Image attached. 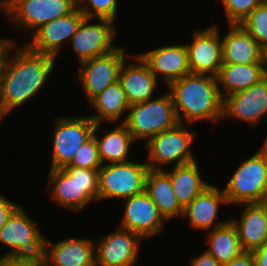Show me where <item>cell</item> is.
<instances>
[{
  "label": "cell",
  "instance_id": "6da1fadb",
  "mask_svg": "<svg viewBox=\"0 0 267 266\" xmlns=\"http://www.w3.org/2000/svg\"><path fill=\"white\" fill-rule=\"evenodd\" d=\"M57 60L55 56L32 51L25 43L13 44L0 76V115L4 119L42 93L57 68Z\"/></svg>",
  "mask_w": 267,
  "mask_h": 266
},
{
  "label": "cell",
  "instance_id": "7a4b0ae2",
  "mask_svg": "<svg viewBox=\"0 0 267 266\" xmlns=\"http://www.w3.org/2000/svg\"><path fill=\"white\" fill-rule=\"evenodd\" d=\"M166 88L179 123L194 125L206 121L213 126L222 123L223 98L215 76L190 73Z\"/></svg>",
  "mask_w": 267,
  "mask_h": 266
},
{
  "label": "cell",
  "instance_id": "3957f363",
  "mask_svg": "<svg viewBox=\"0 0 267 266\" xmlns=\"http://www.w3.org/2000/svg\"><path fill=\"white\" fill-rule=\"evenodd\" d=\"M47 178L43 192L57 208L80 213L99 202V169L65 166L49 169Z\"/></svg>",
  "mask_w": 267,
  "mask_h": 266
},
{
  "label": "cell",
  "instance_id": "277c9868",
  "mask_svg": "<svg viewBox=\"0 0 267 266\" xmlns=\"http://www.w3.org/2000/svg\"><path fill=\"white\" fill-rule=\"evenodd\" d=\"M222 185L229 206L267 202V150L263 145L235 167Z\"/></svg>",
  "mask_w": 267,
  "mask_h": 266
},
{
  "label": "cell",
  "instance_id": "5b68a950",
  "mask_svg": "<svg viewBox=\"0 0 267 266\" xmlns=\"http://www.w3.org/2000/svg\"><path fill=\"white\" fill-rule=\"evenodd\" d=\"M193 125L178 123L175 127L163 131L152 137L146 144V163L152 170H165L166 168L193 162V143L198 135Z\"/></svg>",
  "mask_w": 267,
  "mask_h": 266
},
{
  "label": "cell",
  "instance_id": "8992f818",
  "mask_svg": "<svg viewBox=\"0 0 267 266\" xmlns=\"http://www.w3.org/2000/svg\"><path fill=\"white\" fill-rule=\"evenodd\" d=\"M164 92L163 95L158 93L157 97L129 106L123 124L137 144L144 141L141 143L144 145L152 137L179 123L172 96L169 91Z\"/></svg>",
  "mask_w": 267,
  "mask_h": 266
},
{
  "label": "cell",
  "instance_id": "52a82bcc",
  "mask_svg": "<svg viewBox=\"0 0 267 266\" xmlns=\"http://www.w3.org/2000/svg\"><path fill=\"white\" fill-rule=\"evenodd\" d=\"M150 170L146 160L104 164L99 169V203L122 200L145 191ZM104 200V201H103Z\"/></svg>",
  "mask_w": 267,
  "mask_h": 266
},
{
  "label": "cell",
  "instance_id": "ba28073f",
  "mask_svg": "<svg viewBox=\"0 0 267 266\" xmlns=\"http://www.w3.org/2000/svg\"><path fill=\"white\" fill-rule=\"evenodd\" d=\"M77 7V0H13L0 15L15 31L30 37L42 25L68 15Z\"/></svg>",
  "mask_w": 267,
  "mask_h": 266
},
{
  "label": "cell",
  "instance_id": "9c48e42d",
  "mask_svg": "<svg viewBox=\"0 0 267 266\" xmlns=\"http://www.w3.org/2000/svg\"><path fill=\"white\" fill-rule=\"evenodd\" d=\"M73 116V117H72ZM58 116L53 126L49 169L67 166L79 148L93 136L96 123L87 115Z\"/></svg>",
  "mask_w": 267,
  "mask_h": 266
},
{
  "label": "cell",
  "instance_id": "30bf717a",
  "mask_svg": "<svg viewBox=\"0 0 267 266\" xmlns=\"http://www.w3.org/2000/svg\"><path fill=\"white\" fill-rule=\"evenodd\" d=\"M29 214L20 205L0 229V245L8 248L0 258L44 255L46 236Z\"/></svg>",
  "mask_w": 267,
  "mask_h": 266
},
{
  "label": "cell",
  "instance_id": "8fae6325",
  "mask_svg": "<svg viewBox=\"0 0 267 266\" xmlns=\"http://www.w3.org/2000/svg\"><path fill=\"white\" fill-rule=\"evenodd\" d=\"M131 54L126 45H119L108 54L85 60L77 65L79 68L74 73V80H77L85 94L83 96L86 97V105L109 85L119 80L121 66Z\"/></svg>",
  "mask_w": 267,
  "mask_h": 266
},
{
  "label": "cell",
  "instance_id": "7c38bea8",
  "mask_svg": "<svg viewBox=\"0 0 267 266\" xmlns=\"http://www.w3.org/2000/svg\"><path fill=\"white\" fill-rule=\"evenodd\" d=\"M116 24L104 18L85 17L81 21L77 32L69 42L77 64L108 54L119 47L114 43L119 33Z\"/></svg>",
  "mask_w": 267,
  "mask_h": 266
},
{
  "label": "cell",
  "instance_id": "4fadbf2b",
  "mask_svg": "<svg viewBox=\"0 0 267 266\" xmlns=\"http://www.w3.org/2000/svg\"><path fill=\"white\" fill-rule=\"evenodd\" d=\"M144 239L137 233L117 226L94 240L96 266H136Z\"/></svg>",
  "mask_w": 267,
  "mask_h": 266
},
{
  "label": "cell",
  "instance_id": "5bb4252c",
  "mask_svg": "<svg viewBox=\"0 0 267 266\" xmlns=\"http://www.w3.org/2000/svg\"><path fill=\"white\" fill-rule=\"evenodd\" d=\"M220 26V27H219ZM221 24L194 29L188 49L190 72L217 76L222 65Z\"/></svg>",
  "mask_w": 267,
  "mask_h": 266
},
{
  "label": "cell",
  "instance_id": "9a60e30c",
  "mask_svg": "<svg viewBox=\"0 0 267 266\" xmlns=\"http://www.w3.org/2000/svg\"><path fill=\"white\" fill-rule=\"evenodd\" d=\"M267 113V77L265 76L253 86L231 93L223 98L222 123L226 120L246 123L256 127L265 119Z\"/></svg>",
  "mask_w": 267,
  "mask_h": 266
},
{
  "label": "cell",
  "instance_id": "2e32d148",
  "mask_svg": "<svg viewBox=\"0 0 267 266\" xmlns=\"http://www.w3.org/2000/svg\"><path fill=\"white\" fill-rule=\"evenodd\" d=\"M85 17L80 9L76 7L68 15L42 25L28 38V42L25 38L22 43H25L34 52L49 54L58 58L62 52H65V46L77 32L81 21Z\"/></svg>",
  "mask_w": 267,
  "mask_h": 266
},
{
  "label": "cell",
  "instance_id": "e0dca14e",
  "mask_svg": "<svg viewBox=\"0 0 267 266\" xmlns=\"http://www.w3.org/2000/svg\"><path fill=\"white\" fill-rule=\"evenodd\" d=\"M122 201L123 216L116 226L139 234L145 241L162 234L167 221L146 191Z\"/></svg>",
  "mask_w": 267,
  "mask_h": 266
},
{
  "label": "cell",
  "instance_id": "ac0fdd59",
  "mask_svg": "<svg viewBox=\"0 0 267 266\" xmlns=\"http://www.w3.org/2000/svg\"><path fill=\"white\" fill-rule=\"evenodd\" d=\"M222 205L229 206L224 191L212 183L183 209L182 220H188L190 228L194 230L211 231L230 220V215L225 216V220L218 219Z\"/></svg>",
  "mask_w": 267,
  "mask_h": 266
},
{
  "label": "cell",
  "instance_id": "d6986e66",
  "mask_svg": "<svg viewBox=\"0 0 267 266\" xmlns=\"http://www.w3.org/2000/svg\"><path fill=\"white\" fill-rule=\"evenodd\" d=\"M175 43V44H174ZM137 53L149 66L151 72L166 87L173 81L190 74L188 49L185 42H176Z\"/></svg>",
  "mask_w": 267,
  "mask_h": 266
},
{
  "label": "cell",
  "instance_id": "ffe728a7",
  "mask_svg": "<svg viewBox=\"0 0 267 266\" xmlns=\"http://www.w3.org/2000/svg\"><path fill=\"white\" fill-rule=\"evenodd\" d=\"M118 81L121 83L129 105L156 97L158 85L162 84L137 53H132L124 61L119 72Z\"/></svg>",
  "mask_w": 267,
  "mask_h": 266
},
{
  "label": "cell",
  "instance_id": "44dd1931",
  "mask_svg": "<svg viewBox=\"0 0 267 266\" xmlns=\"http://www.w3.org/2000/svg\"><path fill=\"white\" fill-rule=\"evenodd\" d=\"M44 256L49 266H95L94 239L77 236L52 242L45 238Z\"/></svg>",
  "mask_w": 267,
  "mask_h": 266
},
{
  "label": "cell",
  "instance_id": "7402d4cb",
  "mask_svg": "<svg viewBox=\"0 0 267 266\" xmlns=\"http://www.w3.org/2000/svg\"><path fill=\"white\" fill-rule=\"evenodd\" d=\"M226 26L221 32L222 63L265 64V50L241 25Z\"/></svg>",
  "mask_w": 267,
  "mask_h": 266
},
{
  "label": "cell",
  "instance_id": "603a6c76",
  "mask_svg": "<svg viewBox=\"0 0 267 266\" xmlns=\"http://www.w3.org/2000/svg\"><path fill=\"white\" fill-rule=\"evenodd\" d=\"M242 211L230 215L243 251L252 252L267 242V202L236 205ZM236 217V218H235Z\"/></svg>",
  "mask_w": 267,
  "mask_h": 266
},
{
  "label": "cell",
  "instance_id": "cb8c5ba5",
  "mask_svg": "<svg viewBox=\"0 0 267 266\" xmlns=\"http://www.w3.org/2000/svg\"><path fill=\"white\" fill-rule=\"evenodd\" d=\"M113 124V128L108 129V131L103 128L102 123H98L95 125L93 131V136L97 141L99 156L103 165L130 161L131 158H129V156L131 157L130 154H132L131 149L133 145L137 143L123 123ZM99 130H104V134L99 135Z\"/></svg>",
  "mask_w": 267,
  "mask_h": 266
},
{
  "label": "cell",
  "instance_id": "d4e9b609",
  "mask_svg": "<svg viewBox=\"0 0 267 266\" xmlns=\"http://www.w3.org/2000/svg\"><path fill=\"white\" fill-rule=\"evenodd\" d=\"M95 110L88 116L96 123H123L129 110V103L119 81L109 85L97 95L88 105Z\"/></svg>",
  "mask_w": 267,
  "mask_h": 266
},
{
  "label": "cell",
  "instance_id": "484cf974",
  "mask_svg": "<svg viewBox=\"0 0 267 266\" xmlns=\"http://www.w3.org/2000/svg\"><path fill=\"white\" fill-rule=\"evenodd\" d=\"M198 160L163 170L171 179L178 203L185 208L211 183L204 180Z\"/></svg>",
  "mask_w": 267,
  "mask_h": 266
},
{
  "label": "cell",
  "instance_id": "4316f807",
  "mask_svg": "<svg viewBox=\"0 0 267 266\" xmlns=\"http://www.w3.org/2000/svg\"><path fill=\"white\" fill-rule=\"evenodd\" d=\"M265 77V64L222 63L216 76L222 98L243 91Z\"/></svg>",
  "mask_w": 267,
  "mask_h": 266
},
{
  "label": "cell",
  "instance_id": "83f0119b",
  "mask_svg": "<svg viewBox=\"0 0 267 266\" xmlns=\"http://www.w3.org/2000/svg\"><path fill=\"white\" fill-rule=\"evenodd\" d=\"M145 191L167 222L174 218H182L184 208L178 203L171 179L163 170L148 171Z\"/></svg>",
  "mask_w": 267,
  "mask_h": 266
},
{
  "label": "cell",
  "instance_id": "f1b7e54d",
  "mask_svg": "<svg viewBox=\"0 0 267 266\" xmlns=\"http://www.w3.org/2000/svg\"><path fill=\"white\" fill-rule=\"evenodd\" d=\"M204 244H207L205 250L221 265L231 262L243 252L237 229L231 220L220 227L208 231Z\"/></svg>",
  "mask_w": 267,
  "mask_h": 266
},
{
  "label": "cell",
  "instance_id": "f546056e",
  "mask_svg": "<svg viewBox=\"0 0 267 266\" xmlns=\"http://www.w3.org/2000/svg\"><path fill=\"white\" fill-rule=\"evenodd\" d=\"M241 25L258 43L267 49V3H260L244 20Z\"/></svg>",
  "mask_w": 267,
  "mask_h": 266
},
{
  "label": "cell",
  "instance_id": "4dcf8cb0",
  "mask_svg": "<svg viewBox=\"0 0 267 266\" xmlns=\"http://www.w3.org/2000/svg\"><path fill=\"white\" fill-rule=\"evenodd\" d=\"M120 0H77V7L87 18H104L117 23Z\"/></svg>",
  "mask_w": 267,
  "mask_h": 266
},
{
  "label": "cell",
  "instance_id": "1f68e13d",
  "mask_svg": "<svg viewBox=\"0 0 267 266\" xmlns=\"http://www.w3.org/2000/svg\"><path fill=\"white\" fill-rule=\"evenodd\" d=\"M225 12L226 24H241L264 0H219Z\"/></svg>",
  "mask_w": 267,
  "mask_h": 266
},
{
  "label": "cell",
  "instance_id": "d6a6232c",
  "mask_svg": "<svg viewBox=\"0 0 267 266\" xmlns=\"http://www.w3.org/2000/svg\"><path fill=\"white\" fill-rule=\"evenodd\" d=\"M102 165L97 141L95 137L92 136L79 148L72 161L67 166L86 169H100Z\"/></svg>",
  "mask_w": 267,
  "mask_h": 266
},
{
  "label": "cell",
  "instance_id": "836d02e7",
  "mask_svg": "<svg viewBox=\"0 0 267 266\" xmlns=\"http://www.w3.org/2000/svg\"><path fill=\"white\" fill-rule=\"evenodd\" d=\"M0 266H49L44 255L0 258Z\"/></svg>",
  "mask_w": 267,
  "mask_h": 266
},
{
  "label": "cell",
  "instance_id": "e575fe53",
  "mask_svg": "<svg viewBox=\"0 0 267 266\" xmlns=\"http://www.w3.org/2000/svg\"><path fill=\"white\" fill-rule=\"evenodd\" d=\"M20 206L17 202L0 193V229L7 223L14 211Z\"/></svg>",
  "mask_w": 267,
  "mask_h": 266
},
{
  "label": "cell",
  "instance_id": "d590c367",
  "mask_svg": "<svg viewBox=\"0 0 267 266\" xmlns=\"http://www.w3.org/2000/svg\"><path fill=\"white\" fill-rule=\"evenodd\" d=\"M203 251L199 255L191 256L190 266H222L210 253Z\"/></svg>",
  "mask_w": 267,
  "mask_h": 266
},
{
  "label": "cell",
  "instance_id": "8d00e7d4",
  "mask_svg": "<svg viewBox=\"0 0 267 266\" xmlns=\"http://www.w3.org/2000/svg\"><path fill=\"white\" fill-rule=\"evenodd\" d=\"M19 41L16 38H12L9 36L6 38L4 36H0V76L3 69V65L5 62V59L7 57V54L10 50V48L13 46L14 43H19Z\"/></svg>",
  "mask_w": 267,
  "mask_h": 266
},
{
  "label": "cell",
  "instance_id": "74e56055",
  "mask_svg": "<svg viewBox=\"0 0 267 266\" xmlns=\"http://www.w3.org/2000/svg\"><path fill=\"white\" fill-rule=\"evenodd\" d=\"M222 266H255V259L252 252L243 251L238 257L231 262Z\"/></svg>",
  "mask_w": 267,
  "mask_h": 266
},
{
  "label": "cell",
  "instance_id": "f35d334b",
  "mask_svg": "<svg viewBox=\"0 0 267 266\" xmlns=\"http://www.w3.org/2000/svg\"><path fill=\"white\" fill-rule=\"evenodd\" d=\"M252 253L255 259V266H267V242L252 251Z\"/></svg>",
  "mask_w": 267,
  "mask_h": 266
},
{
  "label": "cell",
  "instance_id": "ab89813d",
  "mask_svg": "<svg viewBox=\"0 0 267 266\" xmlns=\"http://www.w3.org/2000/svg\"><path fill=\"white\" fill-rule=\"evenodd\" d=\"M13 0H0V13L5 9Z\"/></svg>",
  "mask_w": 267,
  "mask_h": 266
},
{
  "label": "cell",
  "instance_id": "60d3db41",
  "mask_svg": "<svg viewBox=\"0 0 267 266\" xmlns=\"http://www.w3.org/2000/svg\"><path fill=\"white\" fill-rule=\"evenodd\" d=\"M264 61H265V76L267 77V49L265 50Z\"/></svg>",
  "mask_w": 267,
  "mask_h": 266
},
{
  "label": "cell",
  "instance_id": "b9f144b4",
  "mask_svg": "<svg viewBox=\"0 0 267 266\" xmlns=\"http://www.w3.org/2000/svg\"><path fill=\"white\" fill-rule=\"evenodd\" d=\"M262 144L265 147V149L267 150V135H266L265 139L263 140Z\"/></svg>",
  "mask_w": 267,
  "mask_h": 266
},
{
  "label": "cell",
  "instance_id": "7bdbcfd3",
  "mask_svg": "<svg viewBox=\"0 0 267 266\" xmlns=\"http://www.w3.org/2000/svg\"><path fill=\"white\" fill-rule=\"evenodd\" d=\"M4 118L0 115V126L2 125L1 123L3 122L4 123Z\"/></svg>",
  "mask_w": 267,
  "mask_h": 266
},
{
  "label": "cell",
  "instance_id": "ee69618b",
  "mask_svg": "<svg viewBox=\"0 0 267 266\" xmlns=\"http://www.w3.org/2000/svg\"><path fill=\"white\" fill-rule=\"evenodd\" d=\"M264 121L267 123V113H266V116H265V119H264Z\"/></svg>",
  "mask_w": 267,
  "mask_h": 266
}]
</instances>
